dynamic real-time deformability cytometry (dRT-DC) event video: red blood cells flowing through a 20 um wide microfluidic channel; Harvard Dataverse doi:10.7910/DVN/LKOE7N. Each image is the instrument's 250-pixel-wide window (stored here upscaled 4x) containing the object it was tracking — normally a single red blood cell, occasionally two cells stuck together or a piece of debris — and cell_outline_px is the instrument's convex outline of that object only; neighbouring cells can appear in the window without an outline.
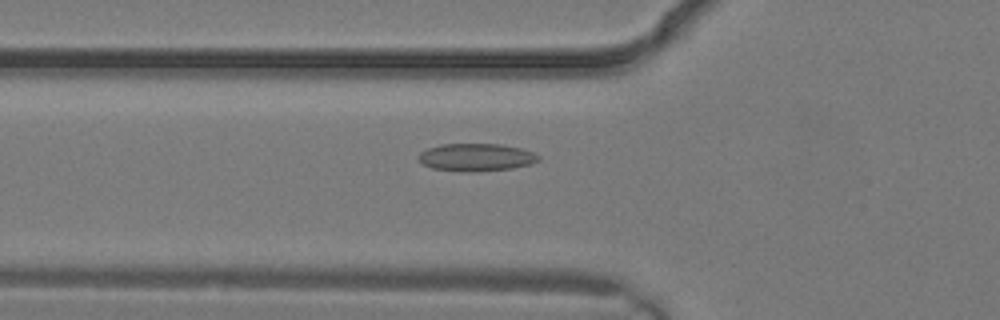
{"species": "common noctule bat (a hibernating species)", "species_latin": "Nyctalus noctula", "temperature_condition": "warm", "stored_images_in_passage": 2, "camera_frame_rate_fps": 3000, "um_per_image_px": 0.085, "animal": {"sex": "male", "body_mass_g": 19.2, "forearm_length_mm": 51.8}, "frame": {"image": 1, "passage_image": 2, "time_ms": 0.333, "image_size_px": [1000, 320], "cell_outline_px": [[540, 160], [532, 164], [512, 168], [476, 172], [460, 172], [432, 168], [424, 164], [416, 156], [420, 152], [428, 148], [440, 144], [500, 144], [520, 148], [532, 152], [540, 156]], "centroid_in_image_um": [40.47, 13.38], "position_along_channel_um": 85.3, "area_um2": 19.48}}